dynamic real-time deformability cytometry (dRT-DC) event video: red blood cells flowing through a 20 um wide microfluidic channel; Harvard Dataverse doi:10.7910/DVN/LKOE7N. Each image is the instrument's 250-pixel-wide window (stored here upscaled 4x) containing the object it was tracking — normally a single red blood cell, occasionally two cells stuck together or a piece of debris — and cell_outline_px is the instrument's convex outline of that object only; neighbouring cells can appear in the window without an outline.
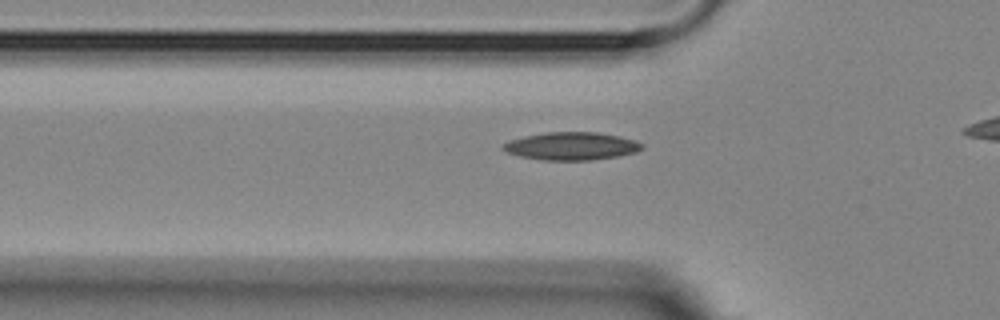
{"species": "Egyptian fruit bat (a non-hibernating species)", "species_latin": "Rousettus aegyptiacus", "temperature_condition": "room temperature", "stored_images_in_passage": 36, "camera_frame_rate_fps": 3000, "um_per_image_px": 0.085, "animal": {"sex": "female"}, "frame": {"image": 1, "passage_image": 7, "time_ms": 2.0, "image_size_px": [1000, 320], "cell_outline_px": [[644, 148], [636, 152], [616, 156], [592, 160], [544, 160], [520, 156], [508, 152], [500, 148], [508, 140], [524, 136], [544, 132], [600, 132], [620, 136], [636, 140], [644, 144]], "centroid_in_image_um": [48.6, 12.41], "position_along_channel_um": 77.2, "area_um2": 22.66}}
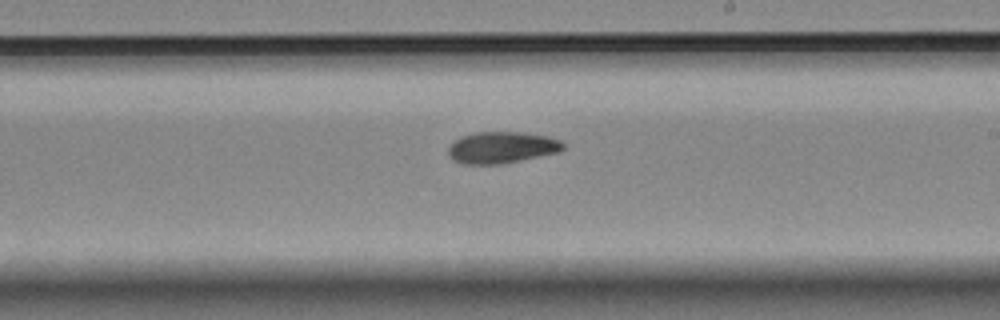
{"frame": {"image": 2, "passage_image": 21, "time_ms": 6.667, "image_size_px": [1000, 320], "cell_outline_px": [[564, 148], [560, 152], [500, 164], [464, 164], [448, 156], [448, 148], [460, 136], [476, 132], [520, 132], [548, 136], [560, 140], [564, 144]], "centroid_in_image_um": [42.66, 12.53], "position_along_channel_um": 246.3, "area_um2": 21.04}}
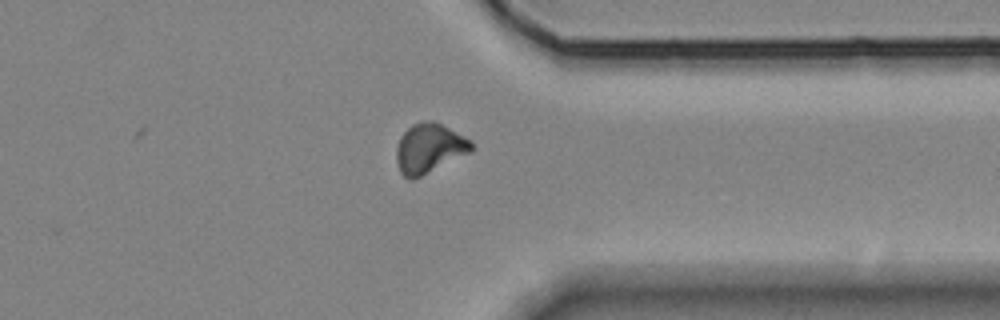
{"frame": {"image": 3, "passage_image": 32, "time_ms": 10.333, "image_size_px": [1000, 320], "cell_outline_px": [[476, 148], [472, 152], [412, 180], [408, 180], [400, 172], [396, 160], [396, 148], [400, 136], [412, 124], [420, 120], [436, 120], [472, 140]], "centroid_in_image_um": [36.52, 12.58], "position_along_channel_um": 374.9, "area_um2": 22.2}}